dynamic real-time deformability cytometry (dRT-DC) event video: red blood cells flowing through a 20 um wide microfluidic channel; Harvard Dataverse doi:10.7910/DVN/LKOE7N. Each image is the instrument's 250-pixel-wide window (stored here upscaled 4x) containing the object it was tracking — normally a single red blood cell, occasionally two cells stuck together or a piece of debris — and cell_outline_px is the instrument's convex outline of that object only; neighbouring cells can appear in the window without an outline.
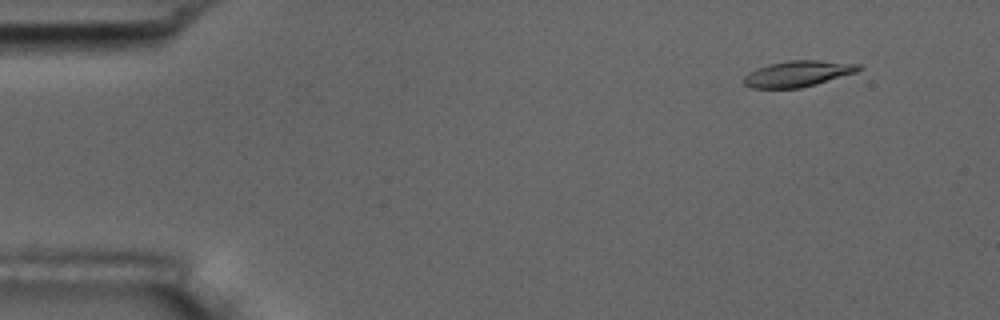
{"species": "common noctule bat (a hibernating species)", "species_latin": "Nyctalus noctula", "temperature_condition": "room temperature", "stored_images_in_passage": 4, "camera_frame_rate_fps": 3000, "um_per_image_px": 0.085, "animal": {"sex": "male", "body_mass_g": 17.5, "forearm_length_mm": 52.3}, "frame": {"image": 1, "passage_image": 1, "time_ms": 0.0, "image_size_px": [1000, 320], "cell_outline_px": [[864, 68], [856, 72], [816, 84], [800, 88], [752, 88], [744, 84], [744, 76], [748, 72], [756, 68], [768, 64], [788, 60], [820, 60], [864, 64]], "centroid_in_image_um": [67.85, 6.25], "position_along_channel_um": 17.2, "area_um2": 17.57}}